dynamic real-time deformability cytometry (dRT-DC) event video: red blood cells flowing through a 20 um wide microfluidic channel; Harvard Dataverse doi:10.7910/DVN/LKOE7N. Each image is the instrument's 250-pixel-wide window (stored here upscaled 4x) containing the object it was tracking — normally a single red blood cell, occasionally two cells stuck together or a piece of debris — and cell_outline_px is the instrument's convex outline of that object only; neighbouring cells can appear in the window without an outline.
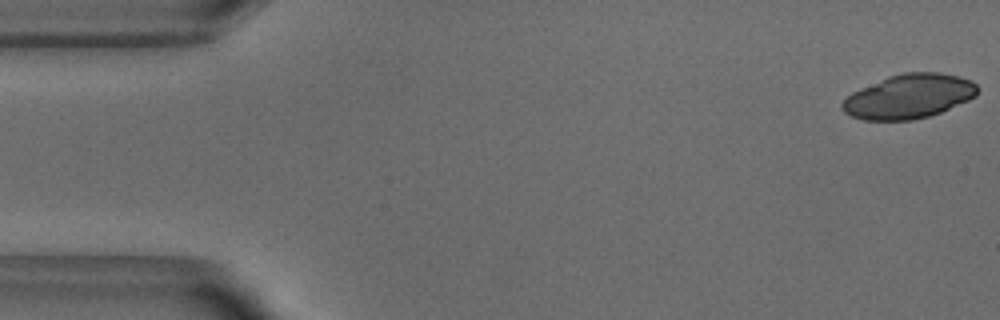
{"species": "common noctule bat (a hibernating species)", "species_latin": "Nyctalus noctula", "temperature_condition": "warm", "stored_images_in_passage": 12, "camera_frame_rate_fps": 3000, "um_per_image_px": 0.085, "animal": {"sex": "male", "body_mass_g": 18.8}, "frame": {"image": 1, "passage_image": 1, "time_ms": 0.0, "image_size_px": [1000, 320], "cell_outline_px": [[976, 96], [968, 100], [940, 112], [928, 116], [912, 120], [864, 120], [852, 116], [844, 112], [840, 108], [840, 104], [852, 92], [860, 88], [888, 76], [904, 72], [940, 72], [972, 80], [976, 84]], "centroid_in_image_um": [77.23, 8.19], "position_along_channel_um": 7.8, "area_um2": 34.74}}